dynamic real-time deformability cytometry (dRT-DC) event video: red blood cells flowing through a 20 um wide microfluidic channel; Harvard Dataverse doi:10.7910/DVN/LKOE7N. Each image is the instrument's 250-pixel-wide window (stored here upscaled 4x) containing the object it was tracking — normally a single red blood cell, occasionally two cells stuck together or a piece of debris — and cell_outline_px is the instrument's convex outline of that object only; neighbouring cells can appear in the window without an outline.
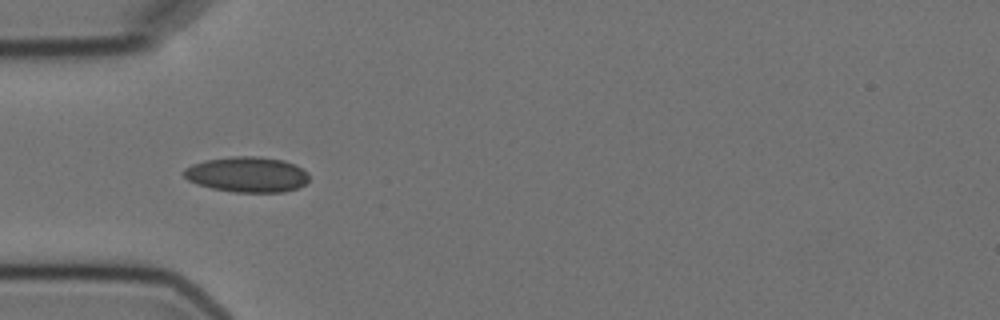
{"species": "Egyptian fruit bat (a non-hibernating species)", "species_latin": "Rousettus aegyptiacus", "temperature_condition": "cold", "stored_images_in_passage": 2, "camera_frame_rate_fps": 3000, "um_per_image_px": 0.085, "animal": {"sex": "female"}, "frame": {"image": 1, "passage_image": 1, "time_ms": 0.0, "image_size_px": [1000, 320], "cell_outline_px": [[308, 180], [304, 184], [296, 188], [284, 192], [236, 192], [212, 188], [196, 184], [188, 180], [180, 172], [184, 168], [192, 164], [204, 160], [232, 156], [256, 156], [284, 160], [308, 172]], "centroid_in_image_um": [20.95, 14.82], "position_along_channel_um": 64.0, "area_um2": 25.89}}
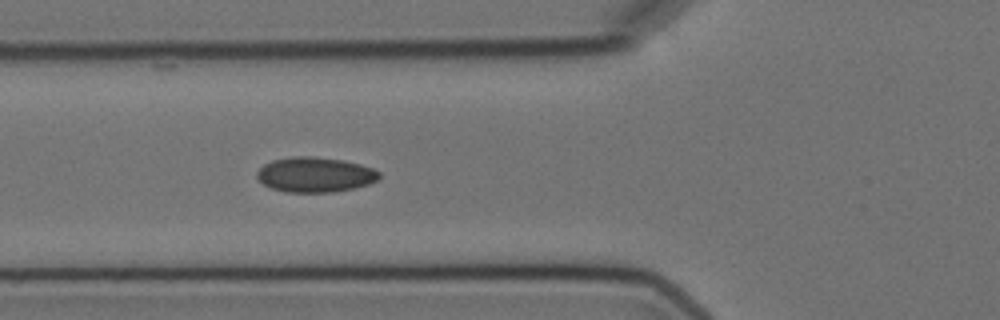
{"frame": {"image": 2, "passage_image": 2, "time_ms": 1.0, "image_size_px": [1000, 320], "cell_outline_px": [[380, 176], [376, 180], [368, 184], [352, 188], [332, 192], [284, 192], [272, 188], [264, 184], [256, 176], [256, 172], [264, 164], [272, 160], [292, 156], [312, 156], [340, 160], [360, 164], [372, 168], [380, 172]], "centroid_in_image_um": [26.75, 14.84], "position_along_channel_um": 99.0, "area_um2": 24.8}}